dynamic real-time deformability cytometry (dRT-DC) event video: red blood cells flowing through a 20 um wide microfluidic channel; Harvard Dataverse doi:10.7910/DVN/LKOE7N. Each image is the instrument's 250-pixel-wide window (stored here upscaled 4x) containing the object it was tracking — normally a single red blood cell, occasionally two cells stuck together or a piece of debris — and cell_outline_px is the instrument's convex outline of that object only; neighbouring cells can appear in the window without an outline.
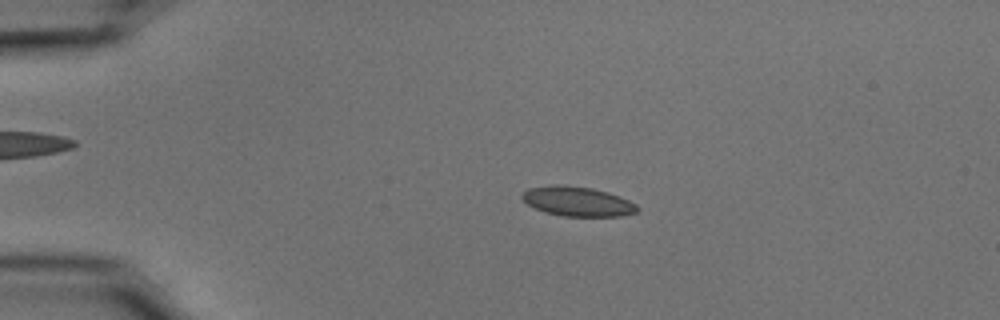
{"species": "common noctule bat (a hibernating species)", "species_latin": "Nyctalus noctula", "temperature_condition": "cold", "stored_images_in_passage": 55, "camera_frame_rate_fps": 3000, "um_per_image_px": 0.085, "animal": {"sex": "male", "body_mass_g": 15.6}, "frame": {"image": 1, "passage_image": 12, "time_ms": 3.667, "image_size_px": [1000, 320], "cell_outline_px": [[640, 208], [636, 212], [620, 216], [564, 216], [544, 212], [528, 204], [520, 196], [528, 188], [556, 184], [560, 184], [592, 188], [608, 192], [620, 196], [636, 204]], "centroid_in_image_um": [49.1, 17.11], "position_along_channel_um": 35.9, "area_um2": 19.83}}
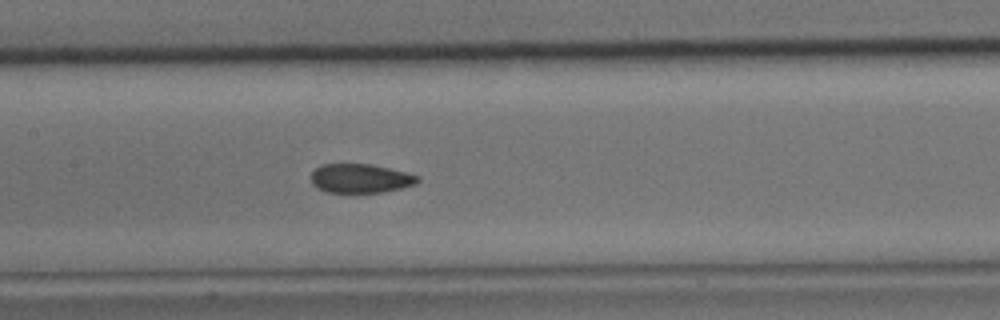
{"frame": {"image": 2, "passage_image": 27, "time_ms": 8.667, "image_size_px": [1000, 320], "cell_outline_px": [[420, 180], [416, 184], [400, 188], [380, 192], [324, 192], [316, 188], [312, 184], [312, 172], [316, 168], [324, 164], [372, 164], [408, 172], [420, 176]], "centroid_in_image_um": [30.66, 15.16], "position_along_channel_um": 176.7, "area_um2": 18.09}}
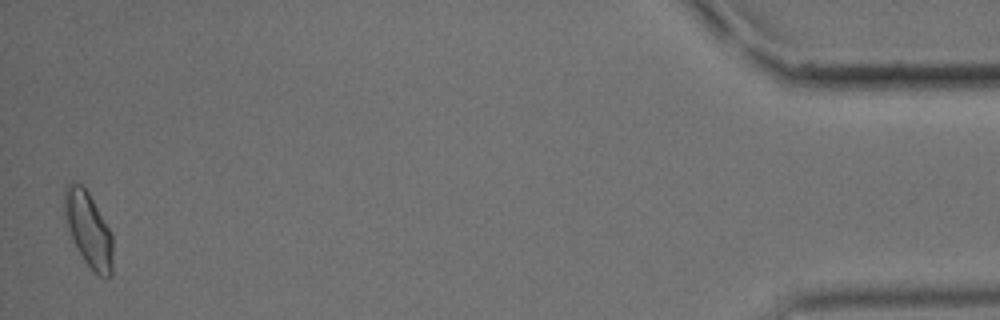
{"frame": {"image": 3, "passage_image": 54, "time_ms": 17.667, "image_size_px": [1000, 320], "cell_outline_px": [[112, 276], [104, 280], [96, 276], [84, 260], [72, 240], [68, 228], [64, 208], [64, 188], [68, 184], [80, 184], [88, 192], [112, 232]], "centroid_in_image_um": [7.55, 19.58], "position_along_channel_um": 427.7, "area_um2": 21.15}, "authors_computed_cell_mechanics": {"area_um2": 19.363, "velocity_mm_per_s": 3.6994, "shape_relaxation_time_tau1_ms": null, "shape_relaxation_time_tau2_ms": 1.2698, "deformation_change_tau1": null, "deformation_change_tau2": 0.0596}}